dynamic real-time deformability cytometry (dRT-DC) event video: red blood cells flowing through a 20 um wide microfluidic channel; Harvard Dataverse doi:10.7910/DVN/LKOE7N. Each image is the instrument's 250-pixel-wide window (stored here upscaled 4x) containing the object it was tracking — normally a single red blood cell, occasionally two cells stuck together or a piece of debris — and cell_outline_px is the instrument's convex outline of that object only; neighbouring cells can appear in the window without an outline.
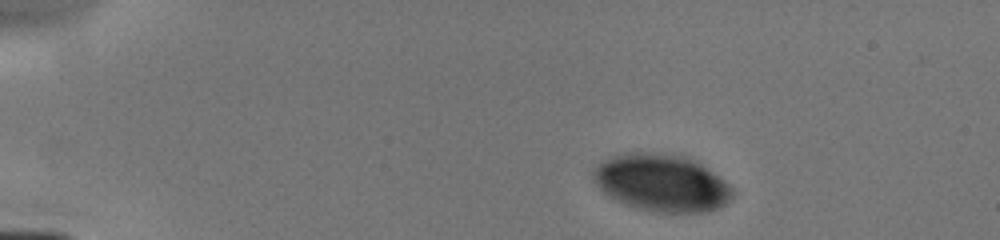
{"species": "human", "species_latin": "Homo sapiens", "temperature_condition": "cold", "stored_images_in_passage": 5, "camera_frame_rate_fps": 3000, "um_per_image_px": 0.085, "donor": {"sex": "male"}, "frame": {"image": 1, "passage_image": 1, "time_ms": 0.0, "image_size_px": [1000, 240], "cell_outline_px": [[736, 192], [732, 200], [720, 208], [708, 212], [656, 212], [624, 204], [608, 196], [592, 180], [592, 172], [604, 160], [612, 156], [628, 152], [680, 152], [688, 156], [720, 176]], "centroid_in_image_um": [56.29, 15.52], "position_along_channel_um": 28.7, "area_um2": 47.16}}
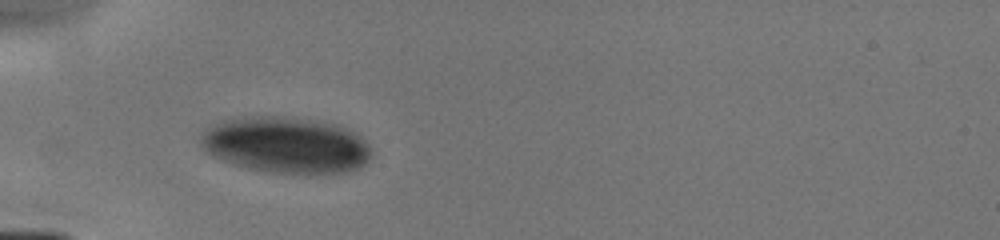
{"frame": {"image": 2, "passage_image": 4, "time_ms": 2.667, "image_size_px": [1000, 240], "cell_outline_px": [[372, 156], [364, 164], [348, 172], [308, 176], [272, 172], [248, 168], [232, 164], [212, 156], [200, 144], [200, 136], [204, 128], [208, 124], [232, 116], [284, 116], [324, 120], [348, 128], [360, 136], [368, 144], [372, 152]], "centroid_in_image_um": [24.29, 12.32], "position_along_channel_um": 60.7, "area_um2": 57.74}}